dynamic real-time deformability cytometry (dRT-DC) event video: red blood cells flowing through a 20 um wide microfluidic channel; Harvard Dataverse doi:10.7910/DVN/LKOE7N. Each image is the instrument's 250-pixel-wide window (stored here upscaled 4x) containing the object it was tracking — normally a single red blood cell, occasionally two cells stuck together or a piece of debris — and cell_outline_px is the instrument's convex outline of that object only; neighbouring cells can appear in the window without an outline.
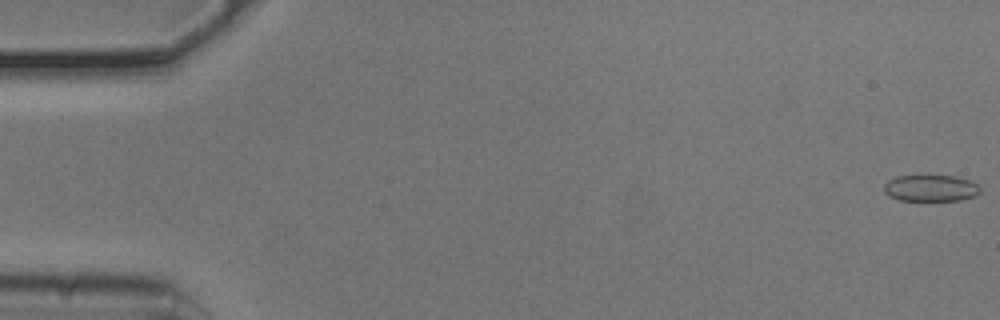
{"species": "common noctule bat (a hibernating species)", "species_latin": "Nyctalus noctula", "temperature_condition": "cold", "stored_images_in_passage": 54, "camera_frame_rate_fps": 3000, "um_per_image_px": 0.085, "animal": {"sex": "male", "body_mass_g": 20.5, "forearm_length_mm": 52.5}, "frame": {"image": 1, "passage_image": 1, "time_ms": 0.0, "image_size_px": [1000, 320], "cell_outline_px": [[980, 192], [976, 196], [960, 200], [900, 200], [888, 196], [884, 192], [884, 184], [888, 180], [896, 176], [956, 176], [972, 180], [980, 188]], "centroid_in_image_um": [79.12, 15.99], "position_along_channel_um": 5.9, "area_um2": 14.91}}
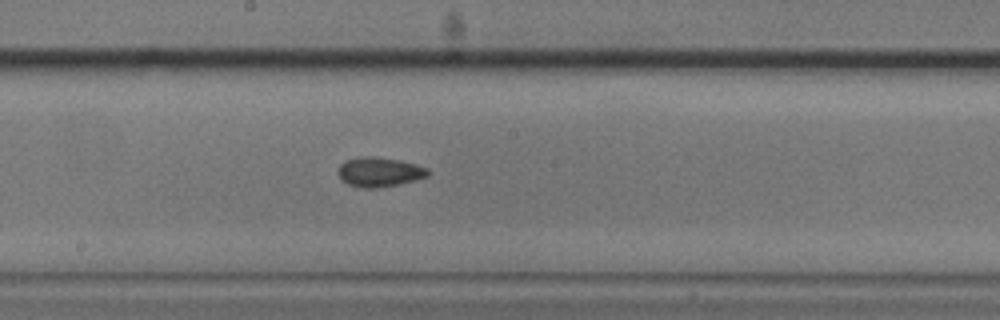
{"frame": {"image": 2, "passage_image": 29, "time_ms": 9.333, "image_size_px": [1000, 320], "cell_outline_px": [[432, 172], [428, 176], [416, 180], [376, 188], [364, 188], [348, 184], [340, 180], [336, 172], [340, 164], [344, 160], [364, 156], [368, 156], [400, 160], [416, 164], [428, 168]], "centroid_in_image_um": [32.23, 14.61], "position_along_channel_um": 216.0, "area_um2": 15.61}}
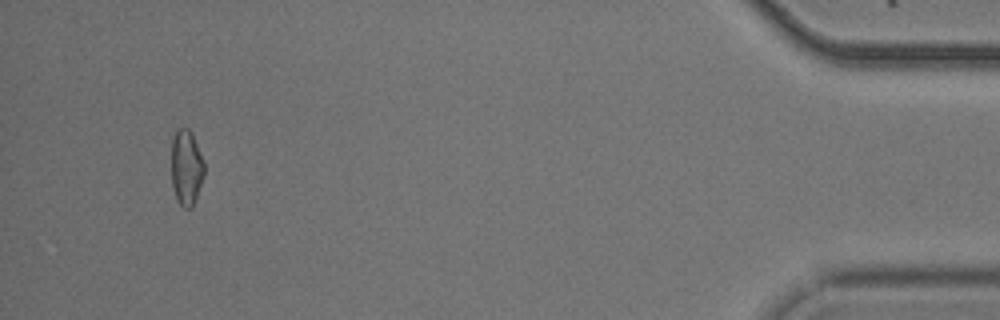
{"frame": {"image": 3, "passage_image": 51, "time_ms": 16.667, "image_size_px": [1000, 320], "cell_outline_px": [[204, 176], [192, 208], [184, 208], [176, 200], [172, 184], [172, 136], [176, 128], [188, 128], [192, 132], [204, 160]], "centroid_in_image_um": [15.84, 14.21], "position_along_channel_um": 419.4, "area_um2": 14.68}, "authors_computed_cell_mechanics": {"area_um2": 14.9124, "velocity_mm_per_s": 3.7996, "shape_relaxation_time_tau1_ms": 5.9628, "shape_relaxation_time_tau2_ms": 2.2853, "deformation_change_tau1": 0.0921, "deformation_change_tau2": 0.0787}}